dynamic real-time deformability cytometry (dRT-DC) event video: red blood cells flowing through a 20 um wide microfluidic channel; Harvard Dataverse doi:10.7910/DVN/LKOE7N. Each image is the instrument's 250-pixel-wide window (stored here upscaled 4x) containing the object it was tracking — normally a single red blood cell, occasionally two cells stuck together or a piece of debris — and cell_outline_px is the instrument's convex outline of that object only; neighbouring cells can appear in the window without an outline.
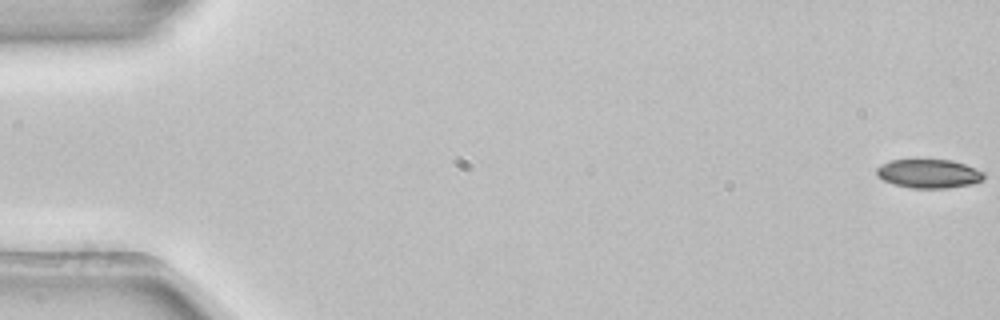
{"species": "common noctule bat (a hibernating species)", "species_latin": "Nyctalus noctula", "temperature_condition": "room temperature", "stored_images_in_passage": 5, "camera_frame_rate_fps": 3000, "um_per_image_px": 0.085, "animal": {"sex": "female", "body_mass_g": 22.7, "forearm_length_mm": 54.2}, "frame": {"image": 1, "passage_image": 1, "time_ms": 0.0, "image_size_px": [1000, 320], "cell_outline_px": [[984, 180], [972, 184], [948, 188], [912, 188], [892, 184], [876, 176], [876, 168], [880, 164], [892, 160], [952, 160], [964, 164], [984, 172]], "centroid_in_image_um": [78.93, 14.77], "position_along_channel_um": 6.1, "area_um2": 18.09}}
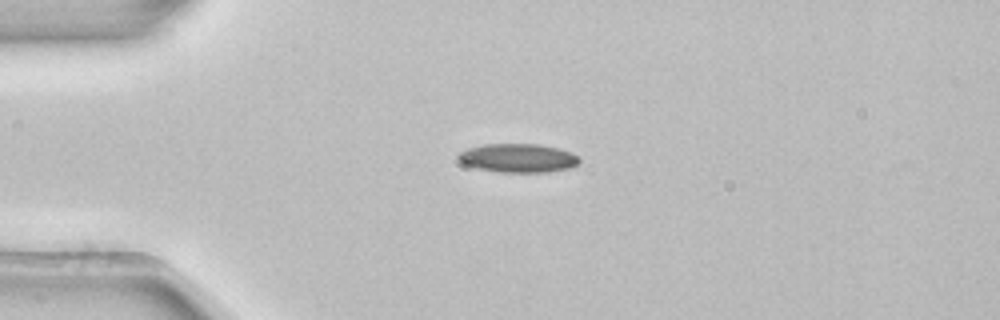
{"frame": {"image": 2, "passage_image": 4, "time_ms": 1.0, "image_size_px": [1000, 320], "cell_outline_px": [[580, 160], [572, 168], [548, 172], [500, 172], [476, 168], [464, 164], [460, 160], [460, 152], [468, 148], [484, 144], [540, 144], [572, 152]], "centroid_in_image_um": [44.06, 13.43], "position_along_channel_um": 40.9, "area_um2": 20.11}}
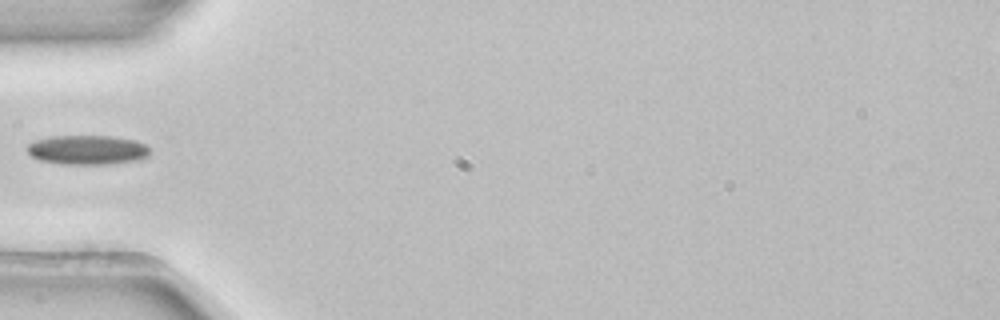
{"frame": {"image": 3, "passage_image": 5, "time_ms": 1.333, "image_size_px": [1000, 320], "cell_outline_px": [[148, 156], [140, 160], [104, 164], [64, 164], [40, 160], [32, 156], [24, 148], [28, 144], [36, 140], [52, 136], [112, 136], [136, 140], [144, 144], [148, 148]], "centroid_in_image_um": [7.41, 12.73], "position_along_channel_um": 77.6, "area_um2": 20.98}}